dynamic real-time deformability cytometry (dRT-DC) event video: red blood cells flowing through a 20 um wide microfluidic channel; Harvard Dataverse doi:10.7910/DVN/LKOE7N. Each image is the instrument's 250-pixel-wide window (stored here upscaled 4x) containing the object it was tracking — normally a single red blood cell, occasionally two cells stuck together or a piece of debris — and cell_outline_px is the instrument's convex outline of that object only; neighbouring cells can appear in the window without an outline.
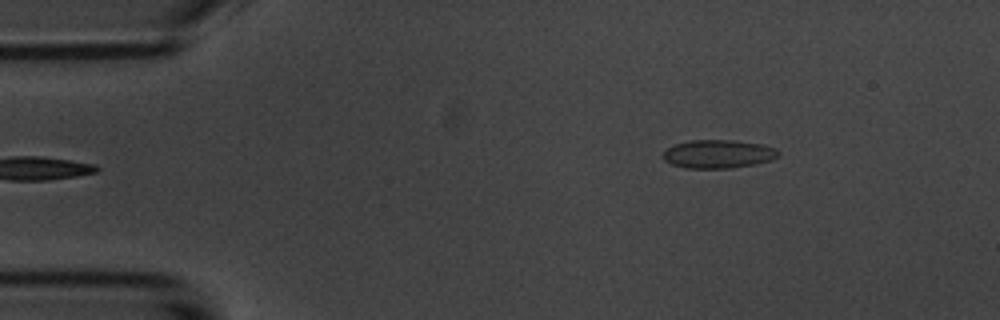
{"species": "common noctule bat (a hibernating species)", "species_latin": "Nyctalus noctula", "temperature_condition": "room temperature", "stored_images_in_passage": 5, "camera_frame_rate_fps": 3000, "um_per_image_px": 0.085, "animal": {"sex": "male", "body_mass_g": 20.1, "forearm_length_mm": 53.5}, "frame": {"image": 1, "passage_image": 5, "time_ms": 4.667, "image_size_px": [1000, 320], "cell_outline_px": [[780, 152], [772, 160], [756, 164], [732, 168], [684, 168], [672, 164], [664, 160], [664, 152], [668, 148], [676, 144], [692, 140], [732, 140], [760, 144], [776, 148]], "centroid_in_image_um": [61.07, 13.1], "position_along_channel_um": 23.9, "area_um2": 18.96}}